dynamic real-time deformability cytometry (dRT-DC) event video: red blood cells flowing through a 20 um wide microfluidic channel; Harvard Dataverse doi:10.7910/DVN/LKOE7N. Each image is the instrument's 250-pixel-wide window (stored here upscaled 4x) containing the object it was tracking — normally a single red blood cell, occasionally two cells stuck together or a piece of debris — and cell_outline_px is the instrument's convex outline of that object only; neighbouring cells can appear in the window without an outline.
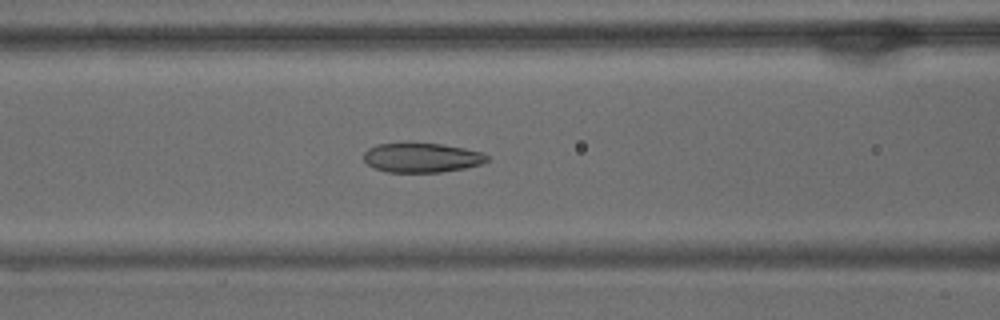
{"species": "common noctule bat (a hibernating species)", "species_latin": "Nyctalus noctula", "temperature_condition": "warm", "stored_images_in_passage": 45, "camera_frame_rate_fps": 3000, "um_per_image_px": 0.085, "animal": {"sex": "male", "body_mass_g": 15.6}, "frame": {"image": 1, "passage_image": 11, "time_ms": 3.333, "image_size_px": [1000, 320], "cell_outline_px": [[488, 160], [480, 164], [464, 168], [440, 172], [388, 172], [376, 168], [368, 164], [364, 160], [364, 152], [368, 148], [376, 144], [404, 140], [440, 144], [464, 148], [484, 152], [488, 156]], "centroid_in_image_um": [35.81, 13.35], "position_along_channel_um": 130.8, "area_um2": 21.79}}
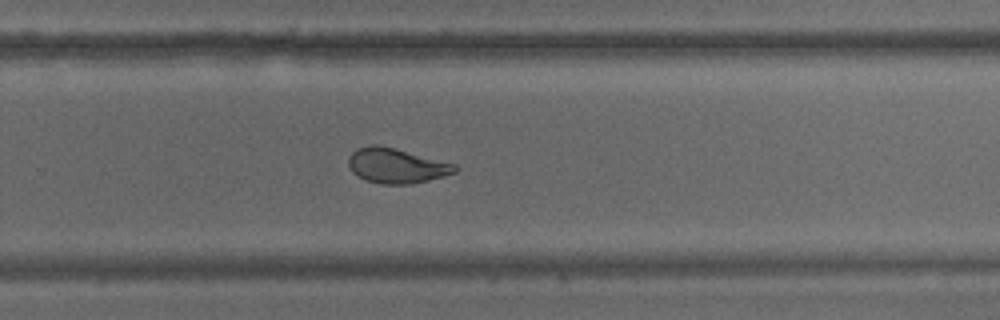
{"frame": {"image": 2, "passage_image": 25, "time_ms": 8.0, "image_size_px": [1000, 320], "cell_outline_px": [[460, 168], [456, 172], [444, 176], [412, 184], [380, 184], [364, 180], [352, 172], [348, 164], [348, 156], [356, 148], [372, 144], [376, 144], [396, 148], [456, 164]], "centroid_in_image_um": [33.69, 14.08], "position_along_channel_um": 296.1, "area_um2": 21.96}}
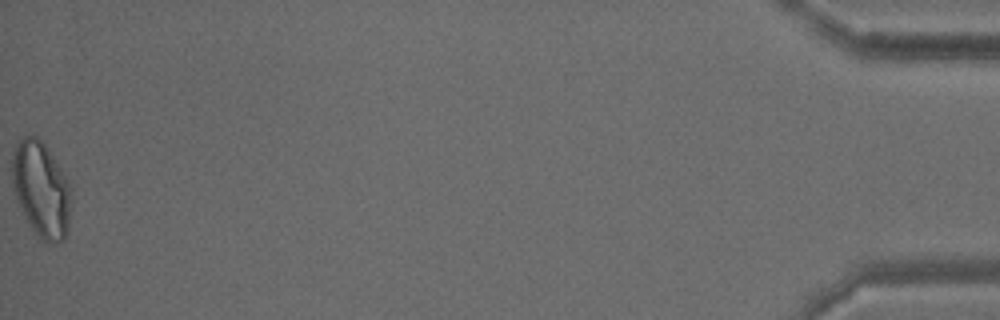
{"frame": {"image": 3, "passage_image": 45, "time_ms": 14.667, "image_size_px": [1000, 320], "cell_outline_px": [[72, 200], [68, 228], [64, 240], [52, 244], [44, 244], [36, 236], [28, 224], [16, 196], [12, 184], [12, 156], [20, 140], [24, 136], [36, 136], [44, 144], [68, 180], [72, 188]], "centroid_in_image_um": [3.53, 16.18], "position_along_channel_um": 431.7, "area_um2": 33.06}, "authors_computed_cell_mechanics": {"area_um2": 23.4668, "velocity_mm_per_s": 3.5442, "shape_relaxation_time_tau1_ms": 8.0787, "shape_relaxation_time_tau2_ms": 1.4131, "deformation_change_tau1": 0.1991, "deformation_change_tau2": 0.0757}}